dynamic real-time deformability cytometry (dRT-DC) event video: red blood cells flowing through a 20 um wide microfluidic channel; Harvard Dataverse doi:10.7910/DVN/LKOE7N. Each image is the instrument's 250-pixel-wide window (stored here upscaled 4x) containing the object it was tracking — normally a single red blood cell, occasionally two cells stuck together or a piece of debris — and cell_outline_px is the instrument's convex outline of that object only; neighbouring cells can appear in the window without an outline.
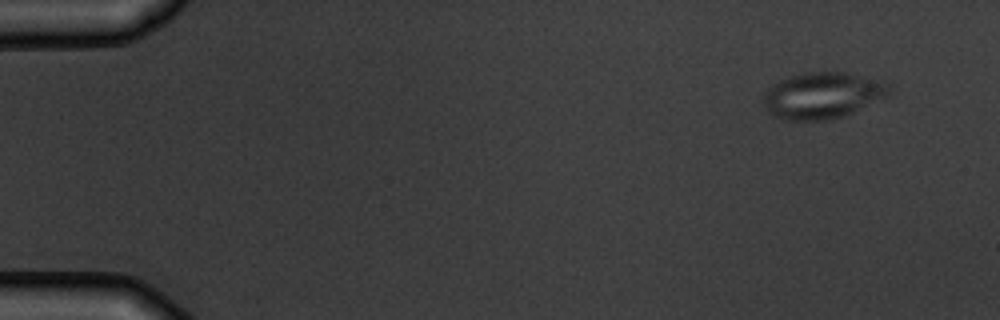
{"species": "common noctule bat (a hibernating species)", "species_latin": "Nyctalus noctula", "temperature_condition": "warm", "stored_images_in_passage": 5, "camera_frame_rate_fps": 3000, "um_per_image_px": 0.085, "animal": {"sex": "male", "body_mass_g": 19.5, "forearm_length_mm": 54.6}, "frame": {"image": 1, "passage_image": 1, "time_ms": 0.0, "image_size_px": [1000, 320], "cell_outline_px": [[892, 92], [888, 96], [840, 116], [828, 120], [780, 120], [772, 116], [764, 104], [764, 92], [776, 80], [788, 76], [804, 72], [844, 72], [892, 84]], "centroid_in_image_um": [69.86, 8.1], "position_along_channel_um": 15.1, "area_um2": 33.87}}